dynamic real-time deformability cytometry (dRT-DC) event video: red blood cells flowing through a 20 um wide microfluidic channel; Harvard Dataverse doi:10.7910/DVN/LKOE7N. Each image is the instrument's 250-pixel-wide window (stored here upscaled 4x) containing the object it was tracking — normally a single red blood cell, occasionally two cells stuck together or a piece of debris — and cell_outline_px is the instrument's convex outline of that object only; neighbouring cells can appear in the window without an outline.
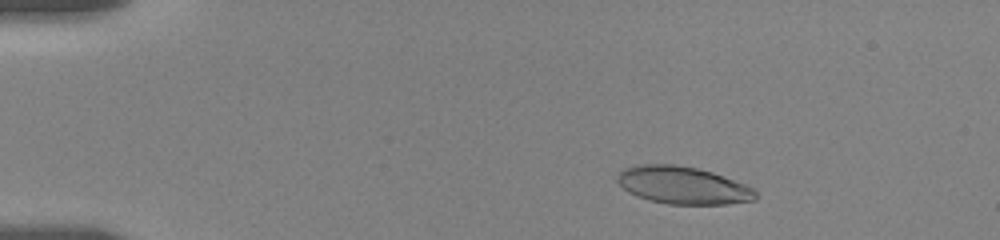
{"species": "human", "species_latin": "Homo sapiens", "temperature_condition": "room temperature", "stored_images_in_passage": 13, "camera_frame_rate_fps": 3000, "um_per_image_px": 0.085, "donor": {"sex": "female"}, "frame": {"image": 1, "passage_image": 4, "time_ms": 2.0, "image_size_px": [1000, 240], "cell_outline_px": [[756, 200], [724, 204], [668, 204], [648, 200], [636, 196], [628, 192], [616, 180], [616, 176], [624, 168], [636, 164], [676, 164], [696, 168], [712, 172], [744, 184], [752, 188], [756, 192]], "centroid_in_image_um": [58.0, 15.74], "position_along_channel_um": 27.0, "area_um2": 30.17}}
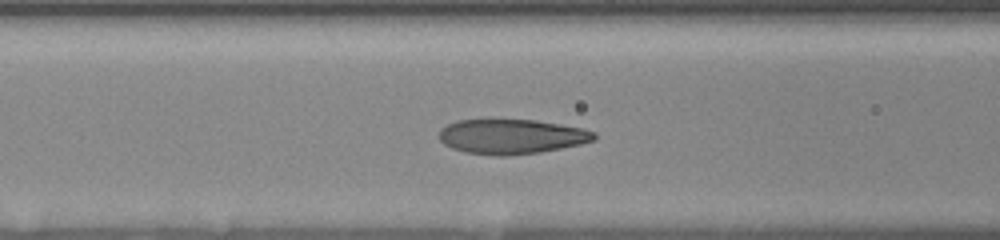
{"frame": {"image": 2, "passage_image": 10, "time_ms": 7.0, "image_size_px": [1000, 240], "cell_outline_px": [[596, 140], [580, 144], [540, 152], [508, 156], [496, 156], [464, 152], [452, 148], [444, 144], [440, 140], [440, 128], [456, 120], [536, 120], [584, 128], [596, 132]], "centroid_in_image_um": [43.49, 11.61], "position_along_channel_um": 123.1, "area_um2": 31.5}}
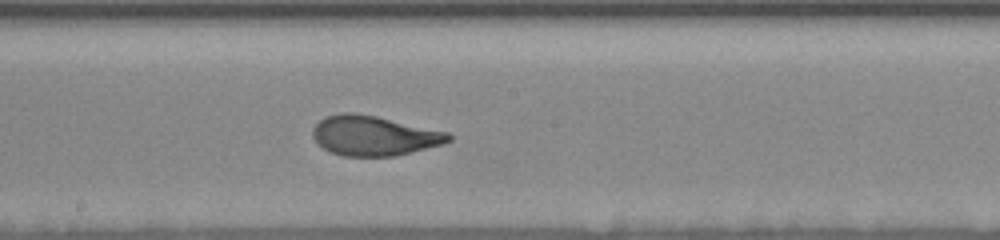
{"frame": {"image": 3, "passage_image": 13, "time_ms": 9.667, "image_size_px": [1000, 240], "cell_outline_px": [[452, 140], [444, 144], [396, 156], [344, 156], [332, 152], [324, 148], [312, 136], [312, 128], [320, 120], [328, 116], [340, 112], [352, 112], [376, 116], [448, 132], [452, 136]], "centroid_in_image_um": [31.81, 11.53], "position_along_channel_um": 216.4, "area_um2": 31.44}}